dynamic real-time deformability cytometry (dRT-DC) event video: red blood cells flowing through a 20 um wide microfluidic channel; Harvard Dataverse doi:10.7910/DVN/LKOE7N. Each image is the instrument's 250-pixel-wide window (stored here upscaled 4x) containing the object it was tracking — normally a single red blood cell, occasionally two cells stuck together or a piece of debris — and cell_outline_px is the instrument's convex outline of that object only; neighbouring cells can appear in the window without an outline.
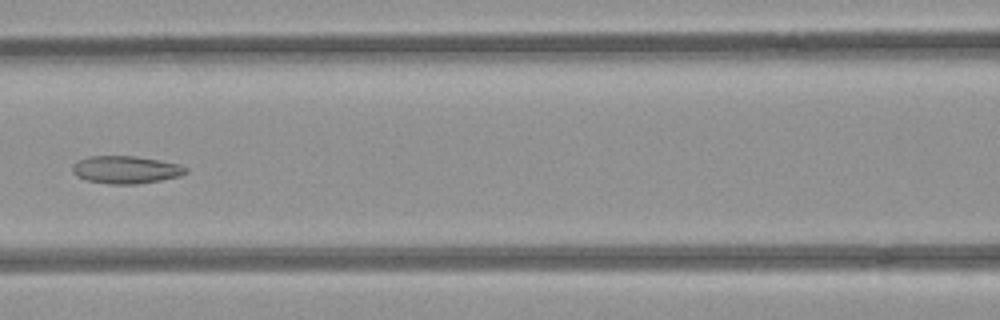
{"species": "common noctule bat (a hibernating species)", "species_latin": "Nyctalus noctula", "temperature_condition": "room temperature", "stored_images_in_passage": 3, "camera_frame_rate_fps": 3000, "um_per_image_px": 0.085, "animal": {"sex": "female", "body_mass_g": 21.9}, "frame": {"image": 1, "passage_image": 3, "time_ms": 0.667, "image_size_px": [1000, 320], "cell_outline_px": [[188, 172], [180, 176], [160, 180], [136, 184], [108, 184], [88, 180], [76, 176], [72, 172], [72, 164], [88, 156], [136, 156], [180, 164], [188, 168]], "centroid_in_image_um": [10.7, 14.42], "position_along_channel_um": 155.9, "area_um2": 18.26}}